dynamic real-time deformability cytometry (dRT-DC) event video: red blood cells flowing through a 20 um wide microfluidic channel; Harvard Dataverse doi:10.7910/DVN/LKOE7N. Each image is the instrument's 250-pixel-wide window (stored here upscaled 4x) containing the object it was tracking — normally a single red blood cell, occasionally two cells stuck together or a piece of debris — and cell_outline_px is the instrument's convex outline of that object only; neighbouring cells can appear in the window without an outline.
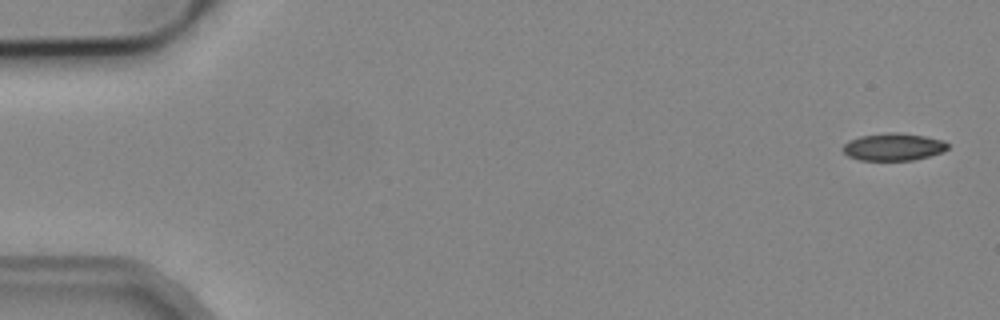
{"species": "common noctule bat (a hibernating species)", "species_latin": "Nyctalus noctula", "temperature_condition": "cold", "stored_images_in_passage": 52, "camera_frame_rate_fps": 3000, "um_per_image_px": 0.085, "animal": {"sex": "male", "body_mass_g": 19.2, "forearm_length_mm": 51.8}, "frame": {"image": 1, "passage_image": 1, "time_ms": 0.0, "image_size_px": [1000, 320], "cell_outline_px": [[948, 148], [940, 152], [928, 156], [912, 160], [860, 160], [848, 156], [840, 148], [848, 140], [860, 136], [888, 132], [896, 132], [924, 136], [944, 140], [948, 144]], "centroid_in_image_um": [75.89, 12.48], "position_along_channel_um": 9.1, "area_um2": 16.7}}
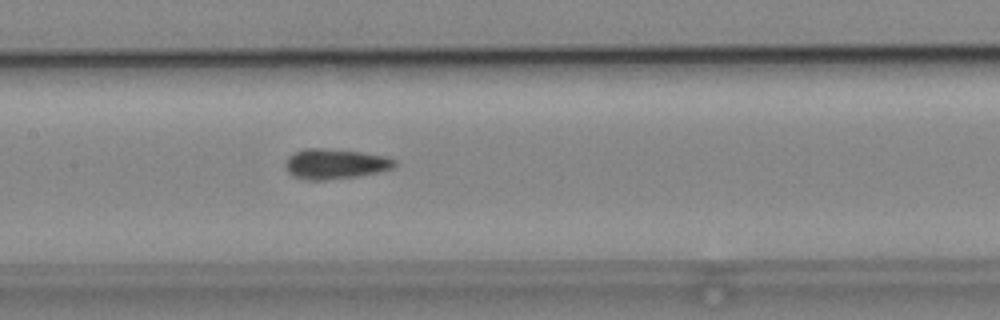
{"frame": {"image": 2, "passage_image": 25, "time_ms": 8.0, "image_size_px": [1000, 320], "cell_outline_px": [[396, 164], [392, 168], [376, 172], [356, 176], [324, 180], [312, 180], [292, 176], [288, 172], [284, 164], [288, 156], [296, 152], [308, 148], [324, 148], [360, 152], [388, 156], [396, 160]], "centroid_in_image_um": [28.48, 13.92], "position_along_channel_um": 178.9, "area_um2": 19.02}}
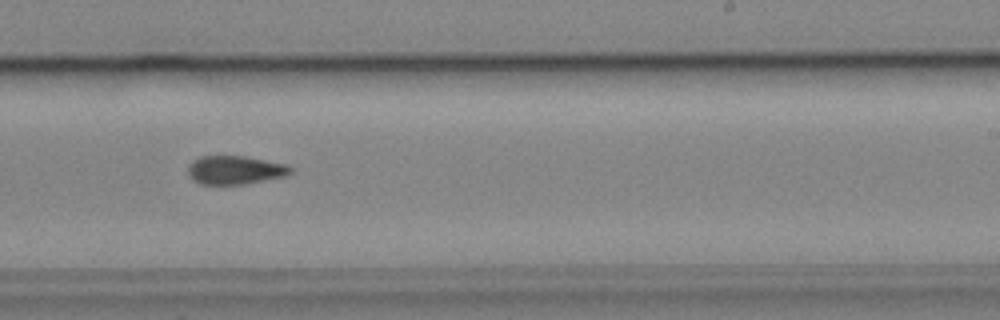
{"frame": {"image": 3, "passage_image": 32, "time_ms": 10.333, "image_size_px": [1000, 320], "cell_outline_px": [[292, 172], [288, 176], [244, 184], [200, 184], [188, 172], [188, 164], [192, 160], [200, 156], [248, 156], [288, 164], [292, 168]], "centroid_in_image_um": [20.04, 14.43], "position_along_channel_um": 269.0, "area_um2": 17.22}, "authors_computed_cell_mechanics": {"area_um2": 17.629, "velocity_mm_per_s": 3.8925, "shape_relaxation_time_tau1_ms": null, "shape_relaxation_time_tau2_ms": 5.5997, "deformation_change_tau1": null, "deformation_change_tau2": 0.1379}}